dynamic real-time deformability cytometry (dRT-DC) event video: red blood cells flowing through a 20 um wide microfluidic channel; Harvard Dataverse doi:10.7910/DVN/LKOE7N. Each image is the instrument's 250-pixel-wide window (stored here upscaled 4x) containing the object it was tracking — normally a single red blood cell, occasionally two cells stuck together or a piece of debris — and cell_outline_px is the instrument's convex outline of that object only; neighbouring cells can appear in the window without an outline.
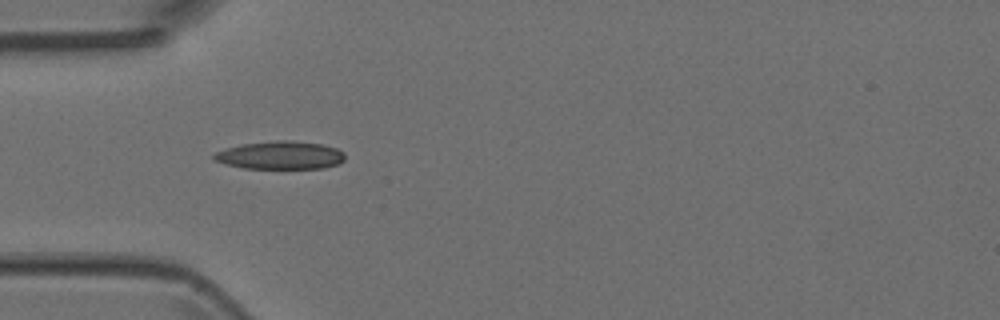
{"species": "Egyptian fruit bat (a non-hibernating species)", "species_latin": "Rousettus aegyptiacus", "temperature_condition": "room temperature", "stored_images_in_passage": 4, "camera_frame_rate_fps": 3000, "um_per_image_px": 0.085, "animal": {"sex": "female"}, "frame": {"image": 1, "passage_image": 3, "time_ms": 0.667, "image_size_px": [1000, 320], "cell_outline_px": [[344, 160], [336, 164], [324, 168], [244, 168], [224, 164], [212, 160], [212, 156], [216, 152], [224, 148], [240, 144], [276, 140], [292, 140], [320, 144], [336, 148], [344, 152]], "centroid_in_image_um": [23.77, 13.19], "position_along_channel_um": 61.2, "area_um2": 21.5}}
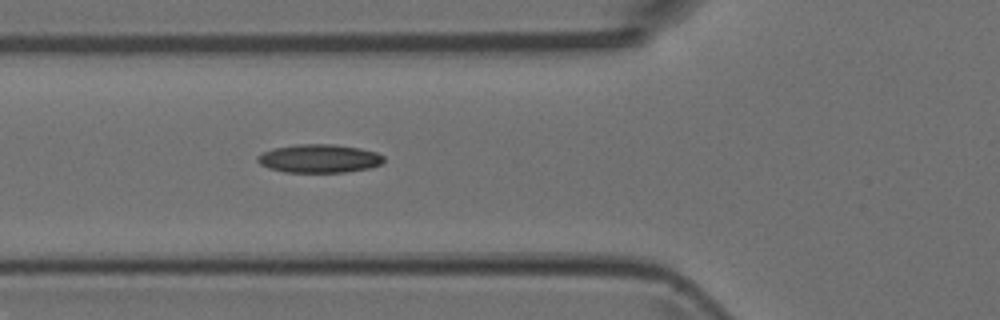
{"frame": {"image": 2, "passage_image": 4, "time_ms": 1.0, "image_size_px": [1000, 320], "cell_outline_px": [[384, 160], [380, 164], [368, 168], [344, 172], [284, 172], [268, 168], [260, 164], [256, 160], [256, 156], [260, 152], [276, 148], [296, 144], [332, 144], [360, 148], [376, 152], [384, 156]], "centroid_in_image_um": [27.09, 13.47], "position_along_channel_um": 98.7, "area_um2": 20.92}}